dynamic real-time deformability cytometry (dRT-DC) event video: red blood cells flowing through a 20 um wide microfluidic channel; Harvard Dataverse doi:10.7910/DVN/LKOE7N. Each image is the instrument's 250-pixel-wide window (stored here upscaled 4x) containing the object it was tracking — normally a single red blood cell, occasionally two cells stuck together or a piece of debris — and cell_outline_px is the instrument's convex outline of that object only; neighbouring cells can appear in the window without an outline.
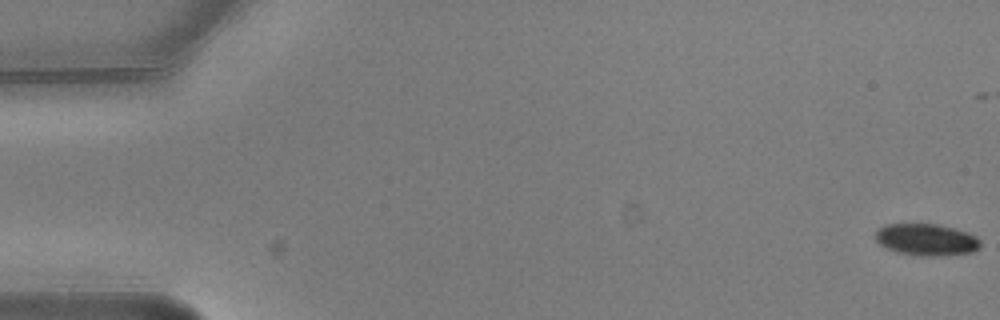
{"species": "common noctule bat (a hibernating species)", "species_latin": "Nyctalus noctula", "temperature_condition": "warm", "stored_images_in_passage": 5, "camera_frame_rate_fps": 3000, "um_per_image_px": 0.085, "animal": {"sex": "male", "body_mass_g": 20.5, "forearm_length_mm": 52.5}, "frame": {"image": 1, "passage_image": 1, "time_ms": 0.0, "image_size_px": [1000, 320], "cell_outline_px": [[980, 248], [972, 252], [936, 256], [920, 256], [896, 252], [880, 244], [876, 240], [876, 232], [884, 224], [936, 224], [968, 232], [976, 236], [980, 240]], "centroid_in_image_um": [78.76, 20.37], "position_along_channel_um": 6.2, "area_um2": 19.36}}